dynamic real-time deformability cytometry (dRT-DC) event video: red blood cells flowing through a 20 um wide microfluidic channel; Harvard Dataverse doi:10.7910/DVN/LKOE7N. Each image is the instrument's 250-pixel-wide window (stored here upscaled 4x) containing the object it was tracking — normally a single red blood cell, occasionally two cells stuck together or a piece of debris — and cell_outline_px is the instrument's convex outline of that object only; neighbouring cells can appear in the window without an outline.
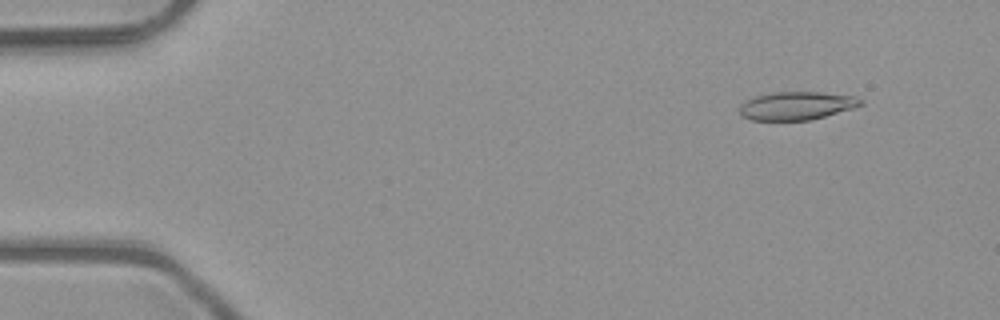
{"species": "common noctule bat (a hibernating species)", "species_latin": "Nyctalus noctula", "temperature_condition": "room temperature", "stored_images_in_passage": 6, "segment_of_instrument_passage": [1, 2], "camera_frame_rate_fps": 3000, "um_per_image_px": 0.085, "animal": {"sex": "male", "body_mass_g": 23.1, "forearm_length_mm": 52.7}, "frame": {"image": 1, "passage_image": 2, "time_ms": 0.333, "image_size_px": [1000, 320], "cell_outline_px": [[864, 104], [852, 108], [812, 120], [752, 120], [740, 116], [740, 104], [756, 96], [772, 92], [820, 92], [856, 96], [864, 100]], "centroid_in_image_um": [67.73, 8.99], "position_along_channel_um": 17.3, "area_um2": 19.94}}